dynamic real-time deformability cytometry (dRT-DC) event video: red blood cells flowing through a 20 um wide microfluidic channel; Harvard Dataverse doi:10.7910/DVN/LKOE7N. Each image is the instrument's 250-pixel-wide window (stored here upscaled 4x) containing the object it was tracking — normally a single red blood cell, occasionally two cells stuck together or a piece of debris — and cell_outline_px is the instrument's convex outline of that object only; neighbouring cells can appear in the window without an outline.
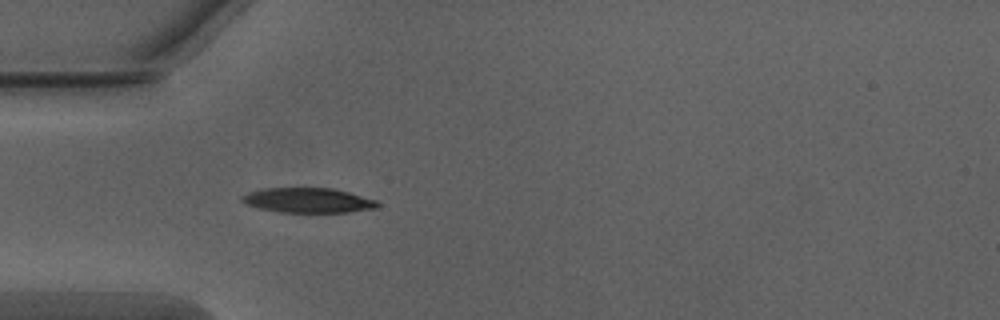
{"species": "Egyptian fruit bat (a non-hibernating species)", "species_latin": "Rousettus aegyptiacus", "temperature_condition": "warm", "stored_images_in_passage": 36, "camera_frame_rate_fps": 3000, "um_per_image_px": 0.085, "animal": {"sex": "male"}, "frame": {"image": 1, "passage_image": 1, "time_ms": 0.0, "image_size_px": [1000, 320], "cell_outline_px": [[380, 204], [376, 208], [348, 212], [280, 212], [260, 208], [248, 204], [240, 200], [240, 196], [248, 192], [264, 188], [332, 188], [348, 192], [376, 200]], "centroid_in_image_um": [26.17, 17.02], "position_along_channel_um": 58.8, "area_um2": 19.48}}
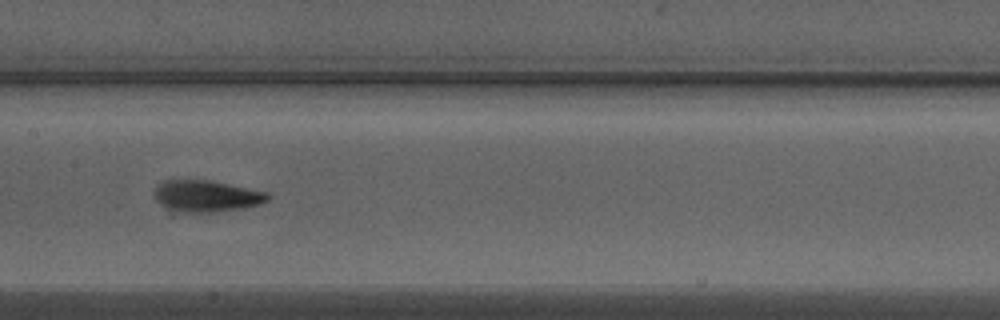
{"frame": {"image": 2, "passage_image": 11, "time_ms": 3.333, "image_size_px": [1000, 320], "cell_outline_px": [[272, 196], [268, 200], [260, 204], [244, 208], [212, 212], [184, 212], [160, 204], [156, 200], [156, 184], [164, 180], [212, 180], [268, 192]], "centroid_in_image_um": [17.61, 16.65], "position_along_channel_um": 189.8, "area_um2": 20.75}}
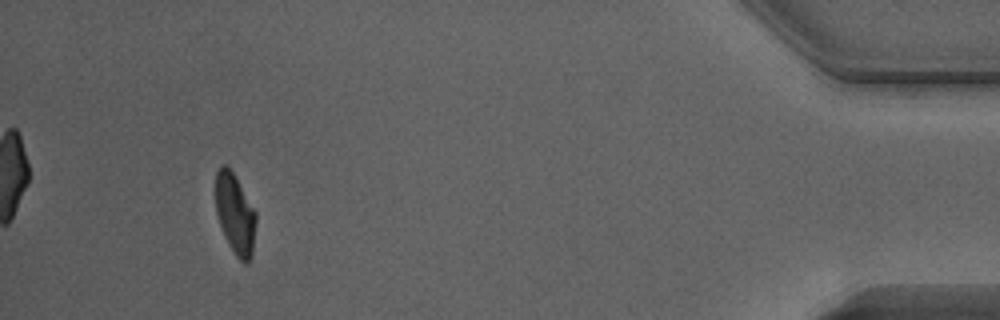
{"frame": {"image": 3, "passage_image": 33, "time_ms": 10.667, "image_size_px": [1000, 320], "cell_outline_px": [[256, 224], [252, 256], [248, 264], [244, 264], [236, 256], [228, 244], [220, 224], [216, 212], [216, 172], [224, 164], [232, 172], [256, 212]], "centroid_in_image_um": [20.0, 18.25], "position_along_channel_um": 415.2, "area_um2": 18.67}, "authors_computed_cell_mechanics": {"area_um2": 20.3456, "velocity_mm_per_s": 4.0276, "shape_relaxation_time_tau1_ms": 3.368, "shape_relaxation_time_tau2_ms": 1.5562, "deformation_change_tau1": 0.1587, "deformation_change_tau2": 0.0661}}